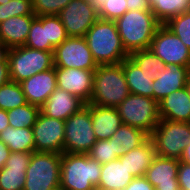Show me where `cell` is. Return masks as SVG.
<instances>
[{"instance_id": "4dcf8cb0", "label": "cell", "mask_w": 190, "mask_h": 190, "mask_svg": "<svg viewBox=\"0 0 190 190\" xmlns=\"http://www.w3.org/2000/svg\"><path fill=\"white\" fill-rule=\"evenodd\" d=\"M27 104L20 83L9 81L0 86V109L5 111Z\"/></svg>"}, {"instance_id": "bcb514c9", "label": "cell", "mask_w": 190, "mask_h": 190, "mask_svg": "<svg viewBox=\"0 0 190 190\" xmlns=\"http://www.w3.org/2000/svg\"><path fill=\"white\" fill-rule=\"evenodd\" d=\"M180 161L190 165V143L185 147Z\"/></svg>"}, {"instance_id": "f35d334b", "label": "cell", "mask_w": 190, "mask_h": 190, "mask_svg": "<svg viewBox=\"0 0 190 190\" xmlns=\"http://www.w3.org/2000/svg\"><path fill=\"white\" fill-rule=\"evenodd\" d=\"M178 183L180 190H188L190 188V165L184 162H179L178 167Z\"/></svg>"}, {"instance_id": "7bdbcfd3", "label": "cell", "mask_w": 190, "mask_h": 190, "mask_svg": "<svg viewBox=\"0 0 190 190\" xmlns=\"http://www.w3.org/2000/svg\"><path fill=\"white\" fill-rule=\"evenodd\" d=\"M10 149L0 140V169L4 167L5 162L7 161Z\"/></svg>"}, {"instance_id": "603a6c76", "label": "cell", "mask_w": 190, "mask_h": 190, "mask_svg": "<svg viewBox=\"0 0 190 190\" xmlns=\"http://www.w3.org/2000/svg\"><path fill=\"white\" fill-rule=\"evenodd\" d=\"M155 156V144L149 137L139 147L130 150L128 153L119 157L118 160L120 162H124L129 173L135 178L145 176V173L150 167Z\"/></svg>"}, {"instance_id": "74e56055", "label": "cell", "mask_w": 190, "mask_h": 190, "mask_svg": "<svg viewBox=\"0 0 190 190\" xmlns=\"http://www.w3.org/2000/svg\"><path fill=\"white\" fill-rule=\"evenodd\" d=\"M128 11L126 0H105L98 16L104 20H116Z\"/></svg>"}, {"instance_id": "484cf974", "label": "cell", "mask_w": 190, "mask_h": 190, "mask_svg": "<svg viewBox=\"0 0 190 190\" xmlns=\"http://www.w3.org/2000/svg\"><path fill=\"white\" fill-rule=\"evenodd\" d=\"M0 140L7 145L10 152H35L32 128L7 127L0 132Z\"/></svg>"}, {"instance_id": "30bf717a", "label": "cell", "mask_w": 190, "mask_h": 190, "mask_svg": "<svg viewBox=\"0 0 190 190\" xmlns=\"http://www.w3.org/2000/svg\"><path fill=\"white\" fill-rule=\"evenodd\" d=\"M54 67L95 70L98 66L84 37L69 36L54 49Z\"/></svg>"}, {"instance_id": "44dd1931", "label": "cell", "mask_w": 190, "mask_h": 190, "mask_svg": "<svg viewBox=\"0 0 190 190\" xmlns=\"http://www.w3.org/2000/svg\"><path fill=\"white\" fill-rule=\"evenodd\" d=\"M158 106L161 119L190 122V97L185 87L167 95Z\"/></svg>"}, {"instance_id": "7dc6e473", "label": "cell", "mask_w": 190, "mask_h": 190, "mask_svg": "<svg viewBox=\"0 0 190 190\" xmlns=\"http://www.w3.org/2000/svg\"><path fill=\"white\" fill-rule=\"evenodd\" d=\"M93 9L98 13L102 7V4L105 3V0H87Z\"/></svg>"}, {"instance_id": "4fadbf2b", "label": "cell", "mask_w": 190, "mask_h": 190, "mask_svg": "<svg viewBox=\"0 0 190 190\" xmlns=\"http://www.w3.org/2000/svg\"><path fill=\"white\" fill-rule=\"evenodd\" d=\"M68 36L84 37L99 19L87 0H71L58 14Z\"/></svg>"}, {"instance_id": "ba28073f", "label": "cell", "mask_w": 190, "mask_h": 190, "mask_svg": "<svg viewBox=\"0 0 190 190\" xmlns=\"http://www.w3.org/2000/svg\"><path fill=\"white\" fill-rule=\"evenodd\" d=\"M150 138L155 144L157 156L180 160L190 143V122L161 119Z\"/></svg>"}, {"instance_id": "277c9868", "label": "cell", "mask_w": 190, "mask_h": 190, "mask_svg": "<svg viewBox=\"0 0 190 190\" xmlns=\"http://www.w3.org/2000/svg\"><path fill=\"white\" fill-rule=\"evenodd\" d=\"M98 161L88 154H61L60 188L62 190H96L101 177Z\"/></svg>"}, {"instance_id": "e0dca14e", "label": "cell", "mask_w": 190, "mask_h": 190, "mask_svg": "<svg viewBox=\"0 0 190 190\" xmlns=\"http://www.w3.org/2000/svg\"><path fill=\"white\" fill-rule=\"evenodd\" d=\"M32 152H11L0 169V190H23Z\"/></svg>"}, {"instance_id": "8d00e7d4", "label": "cell", "mask_w": 190, "mask_h": 190, "mask_svg": "<svg viewBox=\"0 0 190 190\" xmlns=\"http://www.w3.org/2000/svg\"><path fill=\"white\" fill-rule=\"evenodd\" d=\"M71 0H32L36 16L58 15Z\"/></svg>"}, {"instance_id": "7c38bea8", "label": "cell", "mask_w": 190, "mask_h": 190, "mask_svg": "<svg viewBox=\"0 0 190 190\" xmlns=\"http://www.w3.org/2000/svg\"><path fill=\"white\" fill-rule=\"evenodd\" d=\"M65 121L44 115L41 111L32 127L35 152L63 153Z\"/></svg>"}, {"instance_id": "5bb4252c", "label": "cell", "mask_w": 190, "mask_h": 190, "mask_svg": "<svg viewBox=\"0 0 190 190\" xmlns=\"http://www.w3.org/2000/svg\"><path fill=\"white\" fill-rule=\"evenodd\" d=\"M95 70L55 67L57 87L89 104Z\"/></svg>"}, {"instance_id": "ab89813d", "label": "cell", "mask_w": 190, "mask_h": 190, "mask_svg": "<svg viewBox=\"0 0 190 190\" xmlns=\"http://www.w3.org/2000/svg\"><path fill=\"white\" fill-rule=\"evenodd\" d=\"M124 190H155L145 177H135Z\"/></svg>"}, {"instance_id": "7a4b0ae2", "label": "cell", "mask_w": 190, "mask_h": 190, "mask_svg": "<svg viewBox=\"0 0 190 190\" xmlns=\"http://www.w3.org/2000/svg\"><path fill=\"white\" fill-rule=\"evenodd\" d=\"M115 23L122 44L129 54L149 49L156 30L161 25L151 10H129L117 18Z\"/></svg>"}, {"instance_id": "f546056e", "label": "cell", "mask_w": 190, "mask_h": 190, "mask_svg": "<svg viewBox=\"0 0 190 190\" xmlns=\"http://www.w3.org/2000/svg\"><path fill=\"white\" fill-rule=\"evenodd\" d=\"M40 113V107L25 104L7 111L9 126L14 128H32Z\"/></svg>"}, {"instance_id": "d6986e66", "label": "cell", "mask_w": 190, "mask_h": 190, "mask_svg": "<svg viewBox=\"0 0 190 190\" xmlns=\"http://www.w3.org/2000/svg\"><path fill=\"white\" fill-rule=\"evenodd\" d=\"M85 105L75 95L57 87L40 107V111L48 117L66 121Z\"/></svg>"}, {"instance_id": "ee69618b", "label": "cell", "mask_w": 190, "mask_h": 190, "mask_svg": "<svg viewBox=\"0 0 190 190\" xmlns=\"http://www.w3.org/2000/svg\"><path fill=\"white\" fill-rule=\"evenodd\" d=\"M9 127L7 111L0 109V132Z\"/></svg>"}, {"instance_id": "83f0119b", "label": "cell", "mask_w": 190, "mask_h": 190, "mask_svg": "<svg viewBox=\"0 0 190 190\" xmlns=\"http://www.w3.org/2000/svg\"><path fill=\"white\" fill-rule=\"evenodd\" d=\"M148 2L151 11L161 24L190 11V0H148Z\"/></svg>"}, {"instance_id": "836d02e7", "label": "cell", "mask_w": 190, "mask_h": 190, "mask_svg": "<svg viewBox=\"0 0 190 190\" xmlns=\"http://www.w3.org/2000/svg\"><path fill=\"white\" fill-rule=\"evenodd\" d=\"M35 15L32 0H10L0 4V23L13 16Z\"/></svg>"}, {"instance_id": "60d3db41", "label": "cell", "mask_w": 190, "mask_h": 190, "mask_svg": "<svg viewBox=\"0 0 190 190\" xmlns=\"http://www.w3.org/2000/svg\"><path fill=\"white\" fill-rule=\"evenodd\" d=\"M128 11L139 10H151L148 0H126Z\"/></svg>"}, {"instance_id": "8fae6325", "label": "cell", "mask_w": 190, "mask_h": 190, "mask_svg": "<svg viewBox=\"0 0 190 190\" xmlns=\"http://www.w3.org/2000/svg\"><path fill=\"white\" fill-rule=\"evenodd\" d=\"M149 49L166 65L178 64L190 68V50L164 24L156 30Z\"/></svg>"}, {"instance_id": "6da1fadb", "label": "cell", "mask_w": 190, "mask_h": 190, "mask_svg": "<svg viewBox=\"0 0 190 190\" xmlns=\"http://www.w3.org/2000/svg\"><path fill=\"white\" fill-rule=\"evenodd\" d=\"M84 38L97 65L120 64L129 56L114 20L99 18Z\"/></svg>"}, {"instance_id": "1f68e13d", "label": "cell", "mask_w": 190, "mask_h": 190, "mask_svg": "<svg viewBox=\"0 0 190 190\" xmlns=\"http://www.w3.org/2000/svg\"><path fill=\"white\" fill-rule=\"evenodd\" d=\"M128 57L147 74H156L158 71H163L167 66L150 49L133 51Z\"/></svg>"}, {"instance_id": "b9f144b4", "label": "cell", "mask_w": 190, "mask_h": 190, "mask_svg": "<svg viewBox=\"0 0 190 190\" xmlns=\"http://www.w3.org/2000/svg\"><path fill=\"white\" fill-rule=\"evenodd\" d=\"M10 81L9 64L0 63V86Z\"/></svg>"}, {"instance_id": "9a60e30c", "label": "cell", "mask_w": 190, "mask_h": 190, "mask_svg": "<svg viewBox=\"0 0 190 190\" xmlns=\"http://www.w3.org/2000/svg\"><path fill=\"white\" fill-rule=\"evenodd\" d=\"M179 162L178 159L156 155L144 177L155 190H180L177 178Z\"/></svg>"}, {"instance_id": "5b68a950", "label": "cell", "mask_w": 190, "mask_h": 190, "mask_svg": "<svg viewBox=\"0 0 190 190\" xmlns=\"http://www.w3.org/2000/svg\"><path fill=\"white\" fill-rule=\"evenodd\" d=\"M61 154L32 152L26 170L23 190H56L60 188Z\"/></svg>"}, {"instance_id": "c3c4849f", "label": "cell", "mask_w": 190, "mask_h": 190, "mask_svg": "<svg viewBox=\"0 0 190 190\" xmlns=\"http://www.w3.org/2000/svg\"><path fill=\"white\" fill-rule=\"evenodd\" d=\"M185 88L187 89V92H188L189 97H190V75L188 77V80H187V83L185 85Z\"/></svg>"}, {"instance_id": "d4e9b609", "label": "cell", "mask_w": 190, "mask_h": 190, "mask_svg": "<svg viewBox=\"0 0 190 190\" xmlns=\"http://www.w3.org/2000/svg\"><path fill=\"white\" fill-rule=\"evenodd\" d=\"M134 177L129 173L124 162L118 159L102 164L98 185L100 190H124Z\"/></svg>"}, {"instance_id": "9c48e42d", "label": "cell", "mask_w": 190, "mask_h": 190, "mask_svg": "<svg viewBox=\"0 0 190 190\" xmlns=\"http://www.w3.org/2000/svg\"><path fill=\"white\" fill-rule=\"evenodd\" d=\"M64 134V153H89L97 141L91 120V104H86L65 121Z\"/></svg>"}, {"instance_id": "ffe728a7", "label": "cell", "mask_w": 190, "mask_h": 190, "mask_svg": "<svg viewBox=\"0 0 190 190\" xmlns=\"http://www.w3.org/2000/svg\"><path fill=\"white\" fill-rule=\"evenodd\" d=\"M36 15L13 16L0 23V42L8 48L24 46Z\"/></svg>"}, {"instance_id": "e575fe53", "label": "cell", "mask_w": 190, "mask_h": 190, "mask_svg": "<svg viewBox=\"0 0 190 190\" xmlns=\"http://www.w3.org/2000/svg\"><path fill=\"white\" fill-rule=\"evenodd\" d=\"M166 25L190 50V11L172 17Z\"/></svg>"}, {"instance_id": "f1b7e54d", "label": "cell", "mask_w": 190, "mask_h": 190, "mask_svg": "<svg viewBox=\"0 0 190 190\" xmlns=\"http://www.w3.org/2000/svg\"><path fill=\"white\" fill-rule=\"evenodd\" d=\"M25 46L54 53L55 48L50 44L49 40H47L46 16H36L32 20V25Z\"/></svg>"}, {"instance_id": "ac0fdd59", "label": "cell", "mask_w": 190, "mask_h": 190, "mask_svg": "<svg viewBox=\"0 0 190 190\" xmlns=\"http://www.w3.org/2000/svg\"><path fill=\"white\" fill-rule=\"evenodd\" d=\"M55 67L20 82L27 103L41 107L57 88Z\"/></svg>"}, {"instance_id": "3957f363", "label": "cell", "mask_w": 190, "mask_h": 190, "mask_svg": "<svg viewBox=\"0 0 190 190\" xmlns=\"http://www.w3.org/2000/svg\"><path fill=\"white\" fill-rule=\"evenodd\" d=\"M129 94L122 62L96 67L89 104L116 108Z\"/></svg>"}, {"instance_id": "d590c367", "label": "cell", "mask_w": 190, "mask_h": 190, "mask_svg": "<svg viewBox=\"0 0 190 190\" xmlns=\"http://www.w3.org/2000/svg\"><path fill=\"white\" fill-rule=\"evenodd\" d=\"M47 40L56 48L69 36L58 15L46 16Z\"/></svg>"}, {"instance_id": "52a82bcc", "label": "cell", "mask_w": 190, "mask_h": 190, "mask_svg": "<svg viewBox=\"0 0 190 190\" xmlns=\"http://www.w3.org/2000/svg\"><path fill=\"white\" fill-rule=\"evenodd\" d=\"M116 109L123 124L139 128L149 136L161 120L158 102L138 94L130 93Z\"/></svg>"}, {"instance_id": "4316f807", "label": "cell", "mask_w": 190, "mask_h": 190, "mask_svg": "<svg viewBox=\"0 0 190 190\" xmlns=\"http://www.w3.org/2000/svg\"><path fill=\"white\" fill-rule=\"evenodd\" d=\"M149 137L143 130L122 123L112 136L117 145L116 156L119 158L130 150L139 147Z\"/></svg>"}, {"instance_id": "f6af8a7d", "label": "cell", "mask_w": 190, "mask_h": 190, "mask_svg": "<svg viewBox=\"0 0 190 190\" xmlns=\"http://www.w3.org/2000/svg\"><path fill=\"white\" fill-rule=\"evenodd\" d=\"M9 48L0 42V63H8Z\"/></svg>"}, {"instance_id": "681fc988", "label": "cell", "mask_w": 190, "mask_h": 190, "mask_svg": "<svg viewBox=\"0 0 190 190\" xmlns=\"http://www.w3.org/2000/svg\"><path fill=\"white\" fill-rule=\"evenodd\" d=\"M10 0H0V4H5L7 2H9Z\"/></svg>"}, {"instance_id": "8992f818", "label": "cell", "mask_w": 190, "mask_h": 190, "mask_svg": "<svg viewBox=\"0 0 190 190\" xmlns=\"http://www.w3.org/2000/svg\"><path fill=\"white\" fill-rule=\"evenodd\" d=\"M8 64L10 81L20 83L53 68V52L28 48L25 45L9 48Z\"/></svg>"}, {"instance_id": "2e32d148", "label": "cell", "mask_w": 190, "mask_h": 190, "mask_svg": "<svg viewBox=\"0 0 190 190\" xmlns=\"http://www.w3.org/2000/svg\"><path fill=\"white\" fill-rule=\"evenodd\" d=\"M190 68L178 64H169L163 71H158L153 80V99L160 102L170 93L185 87Z\"/></svg>"}, {"instance_id": "cb8c5ba5", "label": "cell", "mask_w": 190, "mask_h": 190, "mask_svg": "<svg viewBox=\"0 0 190 190\" xmlns=\"http://www.w3.org/2000/svg\"><path fill=\"white\" fill-rule=\"evenodd\" d=\"M122 67L130 93L153 98L155 74L142 71L129 57L122 61Z\"/></svg>"}, {"instance_id": "7402d4cb", "label": "cell", "mask_w": 190, "mask_h": 190, "mask_svg": "<svg viewBox=\"0 0 190 190\" xmlns=\"http://www.w3.org/2000/svg\"><path fill=\"white\" fill-rule=\"evenodd\" d=\"M91 120L97 140L111 138L122 125L121 117L116 108L93 104H91Z\"/></svg>"}, {"instance_id": "d6a6232c", "label": "cell", "mask_w": 190, "mask_h": 190, "mask_svg": "<svg viewBox=\"0 0 190 190\" xmlns=\"http://www.w3.org/2000/svg\"><path fill=\"white\" fill-rule=\"evenodd\" d=\"M117 145L114 138L107 140H97L90 149L88 155L91 159L98 161L100 164H105L118 159L116 156Z\"/></svg>"}]
</instances>
